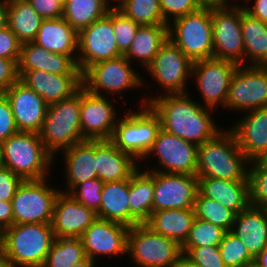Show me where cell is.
I'll return each instance as SVG.
<instances>
[{"label":"cell","instance_id":"6da1fadb","mask_svg":"<svg viewBox=\"0 0 267 267\" xmlns=\"http://www.w3.org/2000/svg\"><path fill=\"white\" fill-rule=\"evenodd\" d=\"M160 94L143 98L140 104L151 107L166 132L198 146L223 130L213 119V109L192 100L190 93Z\"/></svg>","mask_w":267,"mask_h":267},{"label":"cell","instance_id":"7a4b0ae2","mask_svg":"<svg viewBox=\"0 0 267 267\" xmlns=\"http://www.w3.org/2000/svg\"><path fill=\"white\" fill-rule=\"evenodd\" d=\"M249 160L227 129L197 147L196 176L223 180H248Z\"/></svg>","mask_w":267,"mask_h":267},{"label":"cell","instance_id":"3957f363","mask_svg":"<svg viewBox=\"0 0 267 267\" xmlns=\"http://www.w3.org/2000/svg\"><path fill=\"white\" fill-rule=\"evenodd\" d=\"M2 145L4 166L23 180L47 178L55 166L53 164H56V159L45 149L39 133L19 131Z\"/></svg>","mask_w":267,"mask_h":267},{"label":"cell","instance_id":"277c9868","mask_svg":"<svg viewBox=\"0 0 267 267\" xmlns=\"http://www.w3.org/2000/svg\"><path fill=\"white\" fill-rule=\"evenodd\" d=\"M80 106L81 87L70 98L47 106L39 135L45 149L54 158L72 145L85 141L81 135Z\"/></svg>","mask_w":267,"mask_h":267},{"label":"cell","instance_id":"5b68a950","mask_svg":"<svg viewBox=\"0 0 267 267\" xmlns=\"http://www.w3.org/2000/svg\"><path fill=\"white\" fill-rule=\"evenodd\" d=\"M55 239L51 223L13 224L6 229L9 267H42Z\"/></svg>","mask_w":267,"mask_h":267},{"label":"cell","instance_id":"8992f818","mask_svg":"<svg viewBox=\"0 0 267 267\" xmlns=\"http://www.w3.org/2000/svg\"><path fill=\"white\" fill-rule=\"evenodd\" d=\"M138 111L129 108L115 125L110 141L122 152L140 162L150 150L161 129L158 115L147 104Z\"/></svg>","mask_w":267,"mask_h":267},{"label":"cell","instance_id":"52a82bcc","mask_svg":"<svg viewBox=\"0 0 267 267\" xmlns=\"http://www.w3.org/2000/svg\"><path fill=\"white\" fill-rule=\"evenodd\" d=\"M131 65L135 64L124 55L96 62L82 73V86L93 94L109 97L111 94L116 97L117 94V98L123 92L128 93V90L135 91V88L140 90V87L143 89V86H149L148 81Z\"/></svg>","mask_w":267,"mask_h":267},{"label":"cell","instance_id":"ba28073f","mask_svg":"<svg viewBox=\"0 0 267 267\" xmlns=\"http://www.w3.org/2000/svg\"><path fill=\"white\" fill-rule=\"evenodd\" d=\"M168 39L192 62L213 58L211 5L172 20Z\"/></svg>","mask_w":267,"mask_h":267},{"label":"cell","instance_id":"9c48e42d","mask_svg":"<svg viewBox=\"0 0 267 267\" xmlns=\"http://www.w3.org/2000/svg\"><path fill=\"white\" fill-rule=\"evenodd\" d=\"M127 254L137 267H173L183 256L181 246L144 223L129 228Z\"/></svg>","mask_w":267,"mask_h":267},{"label":"cell","instance_id":"30bf717a","mask_svg":"<svg viewBox=\"0 0 267 267\" xmlns=\"http://www.w3.org/2000/svg\"><path fill=\"white\" fill-rule=\"evenodd\" d=\"M50 178L23 180L12 198L14 224L51 223L60 188L50 186Z\"/></svg>","mask_w":267,"mask_h":267},{"label":"cell","instance_id":"8fae6325","mask_svg":"<svg viewBox=\"0 0 267 267\" xmlns=\"http://www.w3.org/2000/svg\"><path fill=\"white\" fill-rule=\"evenodd\" d=\"M192 67L193 62L167 39L144 72L162 87L164 94L187 93Z\"/></svg>","mask_w":267,"mask_h":267},{"label":"cell","instance_id":"7c38bea8","mask_svg":"<svg viewBox=\"0 0 267 267\" xmlns=\"http://www.w3.org/2000/svg\"><path fill=\"white\" fill-rule=\"evenodd\" d=\"M225 108L241 113L267 108V66H237Z\"/></svg>","mask_w":267,"mask_h":267},{"label":"cell","instance_id":"4fadbf2b","mask_svg":"<svg viewBox=\"0 0 267 267\" xmlns=\"http://www.w3.org/2000/svg\"><path fill=\"white\" fill-rule=\"evenodd\" d=\"M197 147V145L185 141L183 138L160 129L142 162L148 161L149 156H154L157 157L159 166L149 168L148 163L146 170L196 175Z\"/></svg>","mask_w":267,"mask_h":267},{"label":"cell","instance_id":"5bb4252c","mask_svg":"<svg viewBox=\"0 0 267 267\" xmlns=\"http://www.w3.org/2000/svg\"><path fill=\"white\" fill-rule=\"evenodd\" d=\"M213 58L244 65L241 9L211 5Z\"/></svg>","mask_w":267,"mask_h":267},{"label":"cell","instance_id":"9a60e30c","mask_svg":"<svg viewBox=\"0 0 267 267\" xmlns=\"http://www.w3.org/2000/svg\"><path fill=\"white\" fill-rule=\"evenodd\" d=\"M122 56L112 24V7L108 13L78 32L77 67L83 73L92 64Z\"/></svg>","mask_w":267,"mask_h":267},{"label":"cell","instance_id":"2e32d148","mask_svg":"<svg viewBox=\"0 0 267 267\" xmlns=\"http://www.w3.org/2000/svg\"><path fill=\"white\" fill-rule=\"evenodd\" d=\"M237 66L232 62L216 58L193 62L191 77L198 85L196 87L204 101L199 103L203 107L214 111L217 107L225 108L230 81Z\"/></svg>","mask_w":267,"mask_h":267},{"label":"cell","instance_id":"e0dca14e","mask_svg":"<svg viewBox=\"0 0 267 267\" xmlns=\"http://www.w3.org/2000/svg\"><path fill=\"white\" fill-rule=\"evenodd\" d=\"M112 102L108 96L93 94L81 86L80 127L85 140L111 139L120 116Z\"/></svg>","mask_w":267,"mask_h":267},{"label":"cell","instance_id":"ac0fdd59","mask_svg":"<svg viewBox=\"0 0 267 267\" xmlns=\"http://www.w3.org/2000/svg\"><path fill=\"white\" fill-rule=\"evenodd\" d=\"M128 231L126 225L97 218L81 236L86 256L96 263L103 256H127Z\"/></svg>","mask_w":267,"mask_h":267},{"label":"cell","instance_id":"d6986e66","mask_svg":"<svg viewBox=\"0 0 267 267\" xmlns=\"http://www.w3.org/2000/svg\"><path fill=\"white\" fill-rule=\"evenodd\" d=\"M197 176L154 171L153 211L194 208Z\"/></svg>","mask_w":267,"mask_h":267},{"label":"cell","instance_id":"ffe728a7","mask_svg":"<svg viewBox=\"0 0 267 267\" xmlns=\"http://www.w3.org/2000/svg\"><path fill=\"white\" fill-rule=\"evenodd\" d=\"M19 131L39 133L48 104L20 79L5 90Z\"/></svg>","mask_w":267,"mask_h":267},{"label":"cell","instance_id":"44dd1931","mask_svg":"<svg viewBox=\"0 0 267 267\" xmlns=\"http://www.w3.org/2000/svg\"><path fill=\"white\" fill-rule=\"evenodd\" d=\"M97 219V214L76 201L69 193L60 191L56 197L51 226L55 237L81 238Z\"/></svg>","mask_w":267,"mask_h":267},{"label":"cell","instance_id":"7402d4cb","mask_svg":"<svg viewBox=\"0 0 267 267\" xmlns=\"http://www.w3.org/2000/svg\"><path fill=\"white\" fill-rule=\"evenodd\" d=\"M20 80L49 105L70 98L82 86V75H61L41 70L18 71Z\"/></svg>","mask_w":267,"mask_h":267},{"label":"cell","instance_id":"603a6c76","mask_svg":"<svg viewBox=\"0 0 267 267\" xmlns=\"http://www.w3.org/2000/svg\"><path fill=\"white\" fill-rule=\"evenodd\" d=\"M244 113L229 130L246 158L253 161L267 150V108Z\"/></svg>","mask_w":267,"mask_h":267},{"label":"cell","instance_id":"cb8c5ba5","mask_svg":"<svg viewBox=\"0 0 267 267\" xmlns=\"http://www.w3.org/2000/svg\"><path fill=\"white\" fill-rule=\"evenodd\" d=\"M61 154L64 156L63 172L65 186H67L65 190L63 187L61 188L62 192L69 193L77 184L98 177L96 170V140L79 142L65 149Z\"/></svg>","mask_w":267,"mask_h":267},{"label":"cell","instance_id":"d4e9b609","mask_svg":"<svg viewBox=\"0 0 267 267\" xmlns=\"http://www.w3.org/2000/svg\"><path fill=\"white\" fill-rule=\"evenodd\" d=\"M41 70L61 75H82L69 56L45 50L33 41L21 44L18 71Z\"/></svg>","mask_w":267,"mask_h":267},{"label":"cell","instance_id":"484cf974","mask_svg":"<svg viewBox=\"0 0 267 267\" xmlns=\"http://www.w3.org/2000/svg\"><path fill=\"white\" fill-rule=\"evenodd\" d=\"M139 165L132 155L120 151L110 140H96V170L104 183L131 178Z\"/></svg>","mask_w":267,"mask_h":267},{"label":"cell","instance_id":"4316f807","mask_svg":"<svg viewBox=\"0 0 267 267\" xmlns=\"http://www.w3.org/2000/svg\"><path fill=\"white\" fill-rule=\"evenodd\" d=\"M197 191L204 197L220 202L236 214L249 205L248 180H223L213 177H197Z\"/></svg>","mask_w":267,"mask_h":267},{"label":"cell","instance_id":"83f0119b","mask_svg":"<svg viewBox=\"0 0 267 267\" xmlns=\"http://www.w3.org/2000/svg\"><path fill=\"white\" fill-rule=\"evenodd\" d=\"M33 42L45 50L69 55L77 61L78 32L63 17L43 19Z\"/></svg>","mask_w":267,"mask_h":267},{"label":"cell","instance_id":"f1b7e54d","mask_svg":"<svg viewBox=\"0 0 267 267\" xmlns=\"http://www.w3.org/2000/svg\"><path fill=\"white\" fill-rule=\"evenodd\" d=\"M255 258L267 246V210L249 205L236 214L231 229Z\"/></svg>","mask_w":267,"mask_h":267},{"label":"cell","instance_id":"f546056e","mask_svg":"<svg viewBox=\"0 0 267 267\" xmlns=\"http://www.w3.org/2000/svg\"><path fill=\"white\" fill-rule=\"evenodd\" d=\"M141 167L129 178L130 227L145 223L153 211L154 171Z\"/></svg>","mask_w":267,"mask_h":267},{"label":"cell","instance_id":"4dcf8cb0","mask_svg":"<svg viewBox=\"0 0 267 267\" xmlns=\"http://www.w3.org/2000/svg\"><path fill=\"white\" fill-rule=\"evenodd\" d=\"M195 219L193 208L152 211L144 223L152 231L161 234L182 246Z\"/></svg>","mask_w":267,"mask_h":267},{"label":"cell","instance_id":"1f68e13d","mask_svg":"<svg viewBox=\"0 0 267 267\" xmlns=\"http://www.w3.org/2000/svg\"><path fill=\"white\" fill-rule=\"evenodd\" d=\"M244 65L267 66V23L241 9Z\"/></svg>","mask_w":267,"mask_h":267},{"label":"cell","instance_id":"d6a6232c","mask_svg":"<svg viewBox=\"0 0 267 267\" xmlns=\"http://www.w3.org/2000/svg\"><path fill=\"white\" fill-rule=\"evenodd\" d=\"M167 39L168 25H142L124 56L131 63L138 62L145 70Z\"/></svg>","mask_w":267,"mask_h":267},{"label":"cell","instance_id":"836d02e7","mask_svg":"<svg viewBox=\"0 0 267 267\" xmlns=\"http://www.w3.org/2000/svg\"><path fill=\"white\" fill-rule=\"evenodd\" d=\"M97 218L126 225L130 228L129 179L105 182Z\"/></svg>","mask_w":267,"mask_h":267},{"label":"cell","instance_id":"e575fe53","mask_svg":"<svg viewBox=\"0 0 267 267\" xmlns=\"http://www.w3.org/2000/svg\"><path fill=\"white\" fill-rule=\"evenodd\" d=\"M8 27L21 43L33 41L42 18L27 0H7Z\"/></svg>","mask_w":267,"mask_h":267},{"label":"cell","instance_id":"d590c367","mask_svg":"<svg viewBox=\"0 0 267 267\" xmlns=\"http://www.w3.org/2000/svg\"><path fill=\"white\" fill-rule=\"evenodd\" d=\"M109 3V0H66L63 5V18L79 32L104 17L113 7V4Z\"/></svg>","mask_w":267,"mask_h":267},{"label":"cell","instance_id":"8d00e7d4","mask_svg":"<svg viewBox=\"0 0 267 267\" xmlns=\"http://www.w3.org/2000/svg\"><path fill=\"white\" fill-rule=\"evenodd\" d=\"M86 257L81 238L55 237L42 267H72Z\"/></svg>","mask_w":267,"mask_h":267},{"label":"cell","instance_id":"74e56055","mask_svg":"<svg viewBox=\"0 0 267 267\" xmlns=\"http://www.w3.org/2000/svg\"><path fill=\"white\" fill-rule=\"evenodd\" d=\"M116 8L139 25H168L159 0H123Z\"/></svg>","mask_w":267,"mask_h":267},{"label":"cell","instance_id":"f35d334b","mask_svg":"<svg viewBox=\"0 0 267 267\" xmlns=\"http://www.w3.org/2000/svg\"><path fill=\"white\" fill-rule=\"evenodd\" d=\"M195 218L206 220L223 230L231 231L236 213L220 202L202 196L198 191L194 202Z\"/></svg>","mask_w":267,"mask_h":267},{"label":"cell","instance_id":"ab89813d","mask_svg":"<svg viewBox=\"0 0 267 267\" xmlns=\"http://www.w3.org/2000/svg\"><path fill=\"white\" fill-rule=\"evenodd\" d=\"M218 248L227 267H248L254 264V258L250 255L246 246L231 231L225 232Z\"/></svg>","mask_w":267,"mask_h":267},{"label":"cell","instance_id":"60d3db41","mask_svg":"<svg viewBox=\"0 0 267 267\" xmlns=\"http://www.w3.org/2000/svg\"><path fill=\"white\" fill-rule=\"evenodd\" d=\"M225 230L206 220L195 218L187 239L181 248H195L201 246H219Z\"/></svg>","mask_w":267,"mask_h":267},{"label":"cell","instance_id":"b9f144b4","mask_svg":"<svg viewBox=\"0 0 267 267\" xmlns=\"http://www.w3.org/2000/svg\"><path fill=\"white\" fill-rule=\"evenodd\" d=\"M249 202L250 205L267 210V167L256 160L249 162Z\"/></svg>","mask_w":267,"mask_h":267},{"label":"cell","instance_id":"7bdbcfd3","mask_svg":"<svg viewBox=\"0 0 267 267\" xmlns=\"http://www.w3.org/2000/svg\"><path fill=\"white\" fill-rule=\"evenodd\" d=\"M112 24L118 50L124 55L141 25L125 16L116 7H112Z\"/></svg>","mask_w":267,"mask_h":267},{"label":"cell","instance_id":"ee69618b","mask_svg":"<svg viewBox=\"0 0 267 267\" xmlns=\"http://www.w3.org/2000/svg\"><path fill=\"white\" fill-rule=\"evenodd\" d=\"M103 186L104 182L97 177L77 184L69 194L76 201L97 213L101 204Z\"/></svg>","mask_w":267,"mask_h":267},{"label":"cell","instance_id":"f6af8a7d","mask_svg":"<svg viewBox=\"0 0 267 267\" xmlns=\"http://www.w3.org/2000/svg\"><path fill=\"white\" fill-rule=\"evenodd\" d=\"M182 255L198 267H227L221 258L218 246L181 248Z\"/></svg>","mask_w":267,"mask_h":267},{"label":"cell","instance_id":"bcb514c9","mask_svg":"<svg viewBox=\"0 0 267 267\" xmlns=\"http://www.w3.org/2000/svg\"><path fill=\"white\" fill-rule=\"evenodd\" d=\"M164 20H172L199 11L205 4L202 0H159Z\"/></svg>","mask_w":267,"mask_h":267},{"label":"cell","instance_id":"7dc6e473","mask_svg":"<svg viewBox=\"0 0 267 267\" xmlns=\"http://www.w3.org/2000/svg\"><path fill=\"white\" fill-rule=\"evenodd\" d=\"M21 44L8 26L0 30V58L13 59L18 63Z\"/></svg>","mask_w":267,"mask_h":267},{"label":"cell","instance_id":"c3c4849f","mask_svg":"<svg viewBox=\"0 0 267 267\" xmlns=\"http://www.w3.org/2000/svg\"><path fill=\"white\" fill-rule=\"evenodd\" d=\"M18 132L11 105L7 97L4 96L0 99V142L3 143Z\"/></svg>","mask_w":267,"mask_h":267},{"label":"cell","instance_id":"681fc988","mask_svg":"<svg viewBox=\"0 0 267 267\" xmlns=\"http://www.w3.org/2000/svg\"><path fill=\"white\" fill-rule=\"evenodd\" d=\"M23 179L14 174L9 168H0V200L12 201L17 188Z\"/></svg>","mask_w":267,"mask_h":267},{"label":"cell","instance_id":"f907efd6","mask_svg":"<svg viewBox=\"0 0 267 267\" xmlns=\"http://www.w3.org/2000/svg\"><path fill=\"white\" fill-rule=\"evenodd\" d=\"M44 19L63 17V5L66 0H27Z\"/></svg>","mask_w":267,"mask_h":267},{"label":"cell","instance_id":"816d5d0a","mask_svg":"<svg viewBox=\"0 0 267 267\" xmlns=\"http://www.w3.org/2000/svg\"><path fill=\"white\" fill-rule=\"evenodd\" d=\"M19 79L18 63L13 59L0 58V86L7 90Z\"/></svg>","mask_w":267,"mask_h":267},{"label":"cell","instance_id":"f5cc1de1","mask_svg":"<svg viewBox=\"0 0 267 267\" xmlns=\"http://www.w3.org/2000/svg\"><path fill=\"white\" fill-rule=\"evenodd\" d=\"M252 3V1L250 0ZM251 16L267 23V0H254L252 5L244 9Z\"/></svg>","mask_w":267,"mask_h":267},{"label":"cell","instance_id":"db71d44e","mask_svg":"<svg viewBox=\"0 0 267 267\" xmlns=\"http://www.w3.org/2000/svg\"><path fill=\"white\" fill-rule=\"evenodd\" d=\"M13 224L12 202L0 200V225L7 229Z\"/></svg>","mask_w":267,"mask_h":267},{"label":"cell","instance_id":"11a10c76","mask_svg":"<svg viewBox=\"0 0 267 267\" xmlns=\"http://www.w3.org/2000/svg\"><path fill=\"white\" fill-rule=\"evenodd\" d=\"M7 0H0V30L8 26Z\"/></svg>","mask_w":267,"mask_h":267},{"label":"cell","instance_id":"9f6ffc18","mask_svg":"<svg viewBox=\"0 0 267 267\" xmlns=\"http://www.w3.org/2000/svg\"><path fill=\"white\" fill-rule=\"evenodd\" d=\"M231 1V2H230ZM234 3L232 4V0H215L211 5L219 8H240L244 9V5H242L240 2L241 1H233ZM238 2V3H237Z\"/></svg>","mask_w":267,"mask_h":267},{"label":"cell","instance_id":"6f0895ef","mask_svg":"<svg viewBox=\"0 0 267 267\" xmlns=\"http://www.w3.org/2000/svg\"><path fill=\"white\" fill-rule=\"evenodd\" d=\"M254 265L267 267V246L254 258Z\"/></svg>","mask_w":267,"mask_h":267},{"label":"cell","instance_id":"680465c9","mask_svg":"<svg viewBox=\"0 0 267 267\" xmlns=\"http://www.w3.org/2000/svg\"><path fill=\"white\" fill-rule=\"evenodd\" d=\"M72 267H97V263L94 260L86 257L82 261L75 263Z\"/></svg>","mask_w":267,"mask_h":267},{"label":"cell","instance_id":"91938a15","mask_svg":"<svg viewBox=\"0 0 267 267\" xmlns=\"http://www.w3.org/2000/svg\"><path fill=\"white\" fill-rule=\"evenodd\" d=\"M173 267H198L182 256Z\"/></svg>","mask_w":267,"mask_h":267},{"label":"cell","instance_id":"94428289","mask_svg":"<svg viewBox=\"0 0 267 267\" xmlns=\"http://www.w3.org/2000/svg\"><path fill=\"white\" fill-rule=\"evenodd\" d=\"M6 228L0 225V249H5Z\"/></svg>","mask_w":267,"mask_h":267},{"label":"cell","instance_id":"6125c7cd","mask_svg":"<svg viewBox=\"0 0 267 267\" xmlns=\"http://www.w3.org/2000/svg\"><path fill=\"white\" fill-rule=\"evenodd\" d=\"M261 166L267 167V150L255 159Z\"/></svg>","mask_w":267,"mask_h":267},{"label":"cell","instance_id":"be15d7a7","mask_svg":"<svg viewBox=\"0 0 267 267\" xmlns=\"http://www.w3.org/2000/svg\"><path fill=\"white\" fill-rule=\"evenodd\" d=\"M0 267H9L7 263L5 249H0Z\"/></svg>","mask_w":267,"mask_h":267},{"label":"cell","instance_id":"e7e4bbea","mask_svg":"<svg viewBox=\"0 0 267 267\" xmlns=\"http://www.w3.org/2000/svg\"><path fill=\"white\" fill-rule=\"evenodd\" d=\"M4 166V161H3V145L0 142V168Z\"/></svg>","mask_w":267,"mask_h":267},{"label":"cell","instance_id":"03108f58","mask_svg":"<svg viewBox=\"0 0 267 267\" xmlns=\"http://www.w3.org/2000/svg\"><path fill=\"white\" fill-rule=\"evenodd\" d=\"M5 96V89L0 86V99Z\"/></svg>","mask_w":267,"mask_h":267},{"label":"cell","instance_id":"003e7915","mask_svg":"<svg viewBox=\"0 0 267 267\" xmlns=\"http://www.w3.org/2000/svg\"><path fill=\"white\" fill-rule=\"evenodd\" d=\"M215 0H202L205 5H211Z\"/></svg>","mask_w":267,"mask_h":267},{"label":"cell","instance_id":"a7ac6f4b","mask_svg":"<svg viewBox=\"0 0 267 267\" xmlns=\"http://www.w3.org/2000/svg\"><path fill=\"white\" fill-rule=\"evenodd\" d=\"M113 2V0H109L110 4ZM115 2L117 1V4L113 5V7H116L121 1L123 0H114Z\"/></svg>","mask_w":267,"mask_h":267},{"label":"cell","instance_id":"89a4df30","mask_svg":"<svg viewBox=\"0 0 267 267\" xmlns=\"http://www.w3.org/2000/svg\"><path fill=\"white\" fill-rule=\"evenodd\" d=\"M248 2H249V4H248ZM244 4H246V5H244V9L246 8V7H248V6H250V0H244Z\"/></svg>","mask_w":267,"mask_h":267},{"label":"cell","instance_id":"2644e50d","mask_svg":"<svg viewBox=\"0 0 267 267\" xmlns=\"http://www.w3.org/2000/svg\"><path fill=\"white\" fill-rule=\"evenodd\" d=\"M248 267H257L256 265L252 264V265H249Z\"/></svg>","mask_w":267,"mask_h":267}]
</instances>
